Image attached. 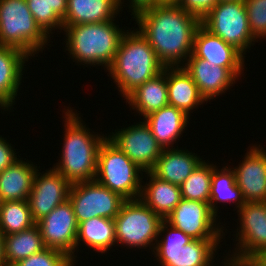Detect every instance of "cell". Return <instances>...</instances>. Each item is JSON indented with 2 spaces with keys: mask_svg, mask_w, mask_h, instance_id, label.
I'll return each mask as SVG.
<instances>
[{
  "mask_svg": "<svg viewBox=\"0 0 266 266\" xmlns=\"http://www.w3.org/2000/svg\"><path fill=\"white\" fill-rule=\"evenodd\" d=\"M128 9L137 30L165 67L183 66L193 52L194 35L201 21L176 4L130 0Z\"/></svg>",
  "mask_w": 266,
  "mask_h": 266,
  "instance_id": "obj_1",
  "label": "cell"
},
{
  "mask_svg": "<svg viewBox=\"0 0 266 266\" xmlns=\"http://www.w3.org/2000/svg\"><path fill=\"white\" fill-rule=\"evenodd\" d=\"M67 108L64 109L66 112L63 110L65 131L61 160L52 167L71 184L93 181L97 172L98 151L107 134L90 132L91 129L79 117L80 113Z\"/></svg>",
  "mask_w": 266,
  "mask_h": 266,
  "instance_id": "obj_2",
  "label": "cell"
},
{
  "mask_svg": "<svg viewBox=\"0 0 266 266\" xmlns=\"http://www.w3.org/2000/svg\"><path fill=\"white\" fill-rule=\"evenodd\" d=\"M164 68L149 42L137 29H130L122 36L114 61L107 71L125 100L132 91L159 75Z\"/></svg>",
  "mask_w": 266,
  "mask_h": 266,
  "instance_id": "obj_3",
  "label": "cell"
},
{
  "mask_svg": "<svg viewBox=\"0 0 266 266\" xmlns=\"http://www.w3.org/2000/svg\"><path fill=\"white\" fill-rule=\"evenodd\" d=\"M114 21L63 26L65 48L77 64L103 66L108 69L115 58L120 40L126 32ZM75 60V61H74Z\"/></svg>",
  "mask_w": 266,
  "mask_h": 266,
  "instance_id": "obj_4",
  "label": "cell"
},
{
  "mask_svg": "<svg viewBox=\"0 0 266 266\" xmlns=\"http://www.w3.org/2000/svg\"><path fill=\"white\" fill-rule=\"evenodd\" d=\"M158 236L159 240L152 255L154 254L155 260L161 266H212L215 255L218 254L217 248H220L219 244L222 242V240H194L165 220L160 224Z\"/></svg>",
  "mask_w": 266,
  "mask_h": 266,
  "instance_id": "obj_5",
  "label": "cell"
},
{
  "mask_svg": "<svg viewBox=\"0 0 266 266\" xmlns=\"http://www.w3.org/2000/svg\"><path fill=\"white\" fill-rule=\"evenodd\" d=\"M49 39L26 0H0V46L14 47L33 57L47 47Z\"/></svg>",
  "mask_w": 266,
  "mask_h": 266,
  "instance_id": "obj_6",
  "label": "cell"
},
{
  "mask_svg": "<svg viewBox=\"0 0 266 266\" xmlns=\"http://www.w3.org/2000/svg\"><path fill=\"white\" fill-rule=\"evenodd\" d=\"M144 171L108 138L98 151L95 180L126 200L139 199ZM142 176V177H141Z\"/></svg>",
  "mask_w": 266,
  "mask_h": 266,
  "instance_id": "obj_7",
  "label": "cell"
},
{
  "mask_svg": "<svg viewBox=\"0 0 266 266\" xmlns=\"http://www.w3.org/2000/svg\"><path fill=\"white\" fill-rule=\"evenodd\" d=\"M162 221L141 199L126 200L114 218L117 246L154 251Z\"/></svg>",
  "mask_w": 266,
  "mask_h": 266,
  "instance_id": "obj_8",
  "label": "cell"
},
{
  "mask_svg": "<svg viewBox=\"0 0 266 266\" xmlns=\"http://www.w3.org/2000/svg\"><path fill=\"white\" fill-rule=\"evenodd\" d=\"M201 25L243 55L258 42L250 31L244 1L219 2L203 18Z\"/></svg>",
  "mask_w": 266,
  "mask_h": 266,
  "instance_id": "obj_9",
  "label": "cell"
},
{
  "mask_svg": "<svg viewBox=\"0 0 266 266\" xmlns=\"http://www.w3.org/2000/svg\"><path fill=\"white\" fill-rule=\"evenodd\" d=\"M68 199L78 224L94 217L114 219L126 201L96 180L71 184Z\"/></svg>",
  "mask_w": 266,
  "mask_h": 266,
  "instance_id": "obj_10",
  "label": "cell"
},
{
  "mask_svg": "<svg viewBox=\"0 0 266 266\" xmlns=\"http://www.w3.org/2000/svg\"><path fill=\"white\" fill-rule=\"evenodd\" d=\"M165 221L194 240H221L226 235L225 227L217 223L218 218L205 202L182 198Z\"/></svg>",
  "mask_w": 266,
  "mask_h": 266,
  "instance_id": "obj_11",
  "label": "cell"
},
{
  "mask_svg": "<svg viewBox=\"0 0 266 266\" xmlns=\"http://www.w3.org/2000/svg\"><path fill=\"white\" fill-rule=\"evenodd\" d=\"M44 246L65 253L76 265V237L78 223L69 199L58 205L51 213L39 220Z\"/></svg>",
  "mask_w": 266,
  "mask_h": 266,
  "instance_id": "obj_12",
  "label": "cell"
},
{
  "mask_svg": "<svg viewBox=\"0 0 266 266\" xmlns=\"http://www.w3.org/2000/svg\"><path fill=\"white\" fill-rule=\"evenodd\" d=\"M117 131V132H116ZM107 138L144 172L151 171L163 149L143 121L115 130Z\"/></svg>",
  "mask_w": 266,
  "mask_h": 266,
  "instance_id": "obj_13",
  "label": "cell"
},
{
  "mask_svg": "<svg viewBox=\"0 0 266 266\" xmlns=\"http://www.w3.org/2000/svg\"><path fill=\"white\" fill-rule=\"evenodd\" d=\"M238 224L232 254L259 257L266 251V202H246L237 210ZM241 229V230H240Z\"/></svg>",
  "mask_w": 266,
  "mask_h": 266,
  "instance_id": "obj_14",
  "label": "cell"
},
{
  "mask_svg": "<svg viewBox=\"0 0 266 266\" xmlns=\"http://www.w3.org/2000/svg\"><path fill=\"white\" fill-rule=\"evenodd\" d=\"M45 171L41 173L37 169L27 200L35 223L68 200L71 187V183L53 167Z\"/></svg>",
  "mask_w": 266,
  "mask_h": 266,
  "instance_id": "obj_15",
  "label": "cell"
},
{
  "mask_svg": "<svg viewBox=\"0 0 266 266\" xmlns=\"http://www.w3.org/2000/svg\"><path fill=\"white\" fill-rule=\"evenodd\" d=\"M249 146L242 163L232 168L245 202H266V150Z\"/></svg>",
  "mask_w": 266,
  "mask_h": 266,
  "instance_id": "obj_16",
  "label": "cell"
},
{
  "mask_svg": "<svg viewBox=\"0 0 266 266\" xmlns=\"http://www.w3.org/2000/svg\"><path fill=\"white\" fill-rule=\"evenodd\" d=\"M197 58L204 59L215 66L229 69L237 78L245 67V57L238 49L227 44L200 25L194 35L193 52Z\"/></svg>",
  "mask_w": 266,
  "mask_h": 266,
  "instance_id": "obj_17",
  "label": "cell"
},
{
  "mask_svg": "<svg viewBox=\"0 0 266 266\" xmlns=\"http://www.w3.org/2000/svg\"><path fill=\"white\" fill-rule=\"evenodd\" d=\"M183 67L191 75L200 94L207 102L219 95L222 96L240 79L229 69L215 66L204 59L197 58L193 53Z\"/></svg>",
  "mask_w": 266,
  "mask_h": 266,
  "instance_id": "obj_18",
  "label": "cell"
},
{
  "mask_svg": "<svg viewBox=\"0 0 266 266\" xmlns=\"http://www.w3.org/2000/svg\"><path fill=\"white\" fill-rule=\"evenodd\" d=\"M31 58L20 49L0 46V108L13 109L19 91L25 64Z\"/></svg>",
  "mask_w": 266,
  "mask_h": 266,
  "instance_id": "obj_19",
  "label": "cell"
},
{
  "mask_svg": "<svg viewBox=\"0 0 266 266\" xmlns=\"http://www.w3.org/2000/svg\"><path fill=\"white\" fill-rule=\"evenodd\" d=\"M124 2V0H68L63 26L113 20L123 11L122 4H126Z\"/></svg>",
  "mask_w": 266,
  "mask_h": 266,
  "instance_id": "obj_20",
  "label": "cell"
},
{
  "mask_svg": "<svg viewBox=\"0 0 266 266\" xmlns=\"http://www.w3.org/2000/svg\"><path fill=\"white\" fill-rule=\"evenodd\" d=\"M166 80L169 105L182 110L187 116L193 114V109H197L205 102L207 104L191 75L183 66L166 67Z\"/></svg>",
  "mask_w": 266,
  "mask_h": 266,
  "instance_id": "obj_21",
  "label": "cell"
},
{
  "mask_svg": "<svg viewBox=\"0 0 266 266\" xmlns=\"http://www.w3.org/2000/svg\"><path fill=\"white\" fill-rule=\"evenodd\" d=\"M162 149L173 148L189 125L190 117L182 110L167 105L142 118Z\"/></svg>",
  "mask_w": 266,
  "mask_h": 266,
  "instance_id": "obj_22",
  "label": "cell"
},
{
  "mask_svg": "<svg viewBox=\"0 0 266 266\" xmlns=\"http://www.w3.org/2000/svg\"><path fill=\"white\" fill-rule=\"evenodd\" d=\"M163 149L151 172L158 178L180 186L203 161L186 148Z\"/></svg>",
  "mask_w": 266,
  "mask_h": 266,
  "instance_id": "obj_23",
  "label": "cell"
},
{
  "mask_svg": "<svg viewBox=\"0 0 266 266\" xmlns=\"http://www.w3.org/2000/svg\"><path fill=\"white\" fill-rule=\"evenodd\" d=\"M40 166L21 158L0 172V197L2 202L28 200L33 179Z\"/></svg>",
  "mask_w": 266,
  "mask_h": 266,
  "instance_id": "obj_24",
  "label": "cell"
},
{
  "mask_svg": "<svg viewBox=\"0 0 266 266\" xmlns=\"http://www.w3.org/2000/svg\"><path fill=\"white\" fill-rule=\"evenodd\" d=\"M144 173L147 174L146 178H149V181H142L139 199L165 220L182 199L180 186L158 178L151 171Z\"/></svg>",
  "mask_w": 266,
  "mask_h": 266,
  "instance_id": "obj_25",
  "label": "cell"
},
{
  "mask_svg": "<svg viewBox=\"0 0 266 266\" xmlns=\"http://www.w3.org/2000/svg\"><path fill=\"white\" fill-rule=\"evenodd\" d=\"M125 99L126 104L131 106L130 110H136L143 118L169 105L166 67L159 75L136 88Z\"/></svg>",
  "mask_w": 266,
  "mask_h": 266,
  "instance_id": "obj_26",
  "label": "cell"
},
{
  "mask_svg": "<svg viewBox=\"0 0 266 266\" xmlns=\"http://www.w3.org/2000/svg\"><path fill=\"white\" fill-rule=\"evenodd\" d=\"M80 241L93 251L102 255L107 253L113 246H116L114 219L94 217L79 223L76 237L77 252L82 245Z\"/></svg>",
  "mask_w": 266,
  "mask_h": 266,
  "instance_id": "obj_27",
  "label": "cell"
},
{
  "mask_svg": "<svg viewBox=\"0 0 266 266\" xmlns=\"http://www.w3.org/2000/svg\"><path fill=\"white\" fill-rule=\"evenodd\" d=\"M230 167L227 165L218 169L217 165L213 164L209 206L216 217L219 210L217 203H235L237 210L246 203L242 191L236 185L234 171Z\"/></svg>",
  "mask_w": 266,
  "mask_h": 266,
  "instance_id": "obj_28",
  "label": "cell"
},
{
  "mask_svg": "<svg viewBox=\"0 0 266 266\" xmlns=\"http://www.w3.org/2000/svg\"><path fill=\"white\" fill-rule=\"evenodd\" d=\"M38 226L4 236V260L6 266H13L18 261L45 249Z\"/></svg>",
  "mask_w": 266,
  "mask_h": 266,
  "instance_id": "obj_29",
  "label": "cell"
},
{
  "mask_svg": "<svg viewBox=\"0 0 266 266\" xmlns=\"http://www.w3.org/2000/svg\"><path fill=\"white\" fill-rule=\"evenodd\" d=\"M35 224L27 200L2 202L0 231L4 236L27 230Z\"/></svg>",
  "mask_w": 266,
  "mask_h": 266,
  "instance_id": "obj_30",
  "label": "cell"
},
{
  "mask_svg": "<svg viewBox=\"0 0 266 266\" xmlns=\"http://www.w3.org/2000/svg\"><path fill=\"white\" fill-rule=\"evenodd\" d=\"M203 160L190 176L180 185L182 198L210 202L213 163Z\"/></svg>",
  "mask_w": 266,
  "mask_h": 266,
  "instance_id": "obj_31",
  "label": "cell"
},
{
  "mask_svg": "<svg viewBox=\"0 0 266 266\" xmlns=\"http://www.w3.org/2000/svg\"><path fill=\"white\" fill-rule=\"evenodd\" d=\"M13 266H75V264L65 253L56 249L45 248L18 261Z\"/></svg>",
  "mask_w": 266,
  "mask_h": 266,
  "instance_id": "obj_32",
  "label": "cell"
},
{
  "mask_svg": "<svg viewBox=\"0 0 266 266\" xmlns=\"http://www.w3.org/2000/svg\"><path fill=\"white\" fill-rule=\"evenodd\" d=\"M252 35L266 39V0H244Z\"/></svg>",
  "mask_w": 266,
  "mask_h": 266,
  "instance_id": "obj_33",
  "label": "cell"
},
{
  "mask_svg": "<svg viewBox=\"0 0 266 266\" xmlns=\"http://www.w3.org/2000/svg\"><path fill=\"white\" fill-rule=\"evenodd\" d=\"M68 0H44L45 4V33L50 35L59 29L63 30V19L67 11ZM54 30V32H52ZM51 33V34H50Z\"/></svg>",
  "mask_w": 266,
  "mask_h": 266,
  "instance_id": "obj_34",
  "label": "cell"
},
{
  "mask_svg": "<svg viewBox=\"0 0 266 266\" xmlns=\"http://www.w3.org/2000/svg\"><path fill=\"white\" fill-rule=\"evenodd\" d=\"M218 3V0H178L175 4L202 21Z\"/></svg>",
  "mask_w": 266,
  "mask_h": 266,
  "instance_id": "obj_35",
  "label": "cell"
},
{
  "mask_svg": "<svg viewBox=\"0 0 266 266\" xmlns=\"http://www.w3.org/2000/svg\"><path fill=\"white\" fill-rule=\"evenodd\" d=\"M6 138H2L0 136V172H2L5 168L10 166L15 160H17L20 156L16 155L18 154L16 152L17 149H15L12 144L7 141ZM14 148V149H13ZM15 150V151H14ZM16 152V153H15Z\"/></svg>",
  "mask_w": 266,
  "mask_h": 266,
  "instance_id": "obj_36",
  "label": "cell"
},
{
  "mask_svg": "<svg viewBox=\"0 0 266 266\" xmlns=\"http://www.w3.org/2000/svg\"><path fill=\"white\" fill-rule=\"evenodd\" d=\"M226 257H224V261L222 260L221 262L223 264L222 266H266L259 257H241L228 253Z\"/></svg>",
  "mask_w": 266,
  "mask_h": 266,
  "instance_id": "obj_37",
  "label": "cell"
},
{
  "mask_svg": "<svg viewBox=\"0 0 266 266\" xmlns=\"http://www.w3.org/2000/svg\"><path fill=\"white\" fill-rule=\"evenodd\" d=\"M28 8L40 28L45 32V4L44 0H26Z\"/></svg>",
  "mask_w": 266,
  "mask_h": 266,
  "instance_id": "obj_38",
  "label": "cell"
},
{
  "mask_svg": "<svg viewBox=\"0 0 266 266\" xmlns=\"http://www.w3.org/2000/svg\"><path fill=\"white\" fill-rule=\"evenodd\" d=\"M0 266H6L4 260V235L0 231Z\"/></svg>",
  "mask_w": 266,
  "mask_h": 266,
  "instance_id": "obj_39",
  "label": "cell"
},
{
  "mask_svg": "<svg viewBox=\"0 0 266 266\" xmlns=\"http://www.w3.org/2000/svg\"><path fill=\"white\" fill-rule=\"evenodd\" d=\"M149 1H153L155 3H172L175 4L178 0H149Z\"/></svg>",
  "mask_w": 266,
  "mask_h": 266,
  "instance_id": "obj_40",
  "label": "cell"
},
{
  "mask_svg": "<svg viewBox=\"0 0 266 266\" xmlns=\"http://www.w3.org/2000/svg\"><path fill=\"white\" fill-rule=\"evenodd\" d=\"M259 259L266 265V251L259 256Z\"/></svg>",
  "mask_w": 266,
  "mask_h": 266,
  "instance_id": "obj_41",
  "label": "cell"
},
{
  "mask_svg": "<svg viewBox=\"0 0 266 266\" xmlns=\"http://www.w3.org/2000/svg\"><path fill=\"white\" fill-rule=\"evenodd\" d=\"M219 2H228V1H244V0H218Z\"/></svg>",
  "mask_w": 266,
  "mask_h": 266,
  "instance_id": "obj_42",
  "label": "cell"
},
{
  "mask_svg": "<svg viewBox=\"0 0 266 266\" xmlns=\"http://www.w3.org/2000/svg\"><path fill=\"white\" fill-rule=\"evenodd\" d=\"M1 204H2V200H1V197H0V209H1Z\"/></svg>",
  "mask_w": 266,
  "mask_h": 266,
  "instance_id": "obj_43",
  "label": "cell"
}]
</instances>
